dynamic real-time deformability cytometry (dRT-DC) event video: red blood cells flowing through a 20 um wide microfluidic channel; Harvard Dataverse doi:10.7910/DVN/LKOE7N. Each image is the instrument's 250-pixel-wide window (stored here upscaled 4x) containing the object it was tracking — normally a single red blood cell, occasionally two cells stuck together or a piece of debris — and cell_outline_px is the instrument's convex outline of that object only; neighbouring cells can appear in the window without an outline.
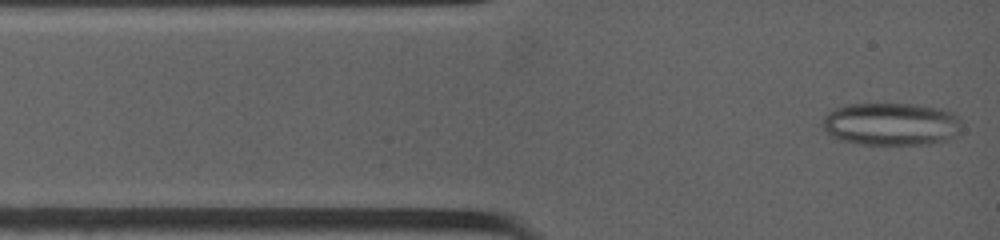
{"species": "common noctule bat (a hibernating species)", "species_latin": "Nyctalus noctula", "temperature_condition": "warm", "stored_images_in_passage": 31, "camera_frame_rate_fps": 4500, "um_per_image_px": 0.085, "animal": {"sex": "female", "body_mass_g": 19.0, "forearm_length_mm": 53.3}, "frame": {"image": 1, "passage_image": 1, "time_ms": 0.0, "image_size_px": [1000, 240], "cell_outline_px": [[960, 124], [956, 136], [944, 140], [928, 144], [860, 144], [840, 140], [832, 136], [820, 124], [824, 116], [828, 112], [844, 104], [916, 104], [940, 108], [952, 112], [960, 116]], "centroid_in_image_um": [75.73, 10.53], "position_along_channel_um": 9.3, "area_um2": 34.8}}
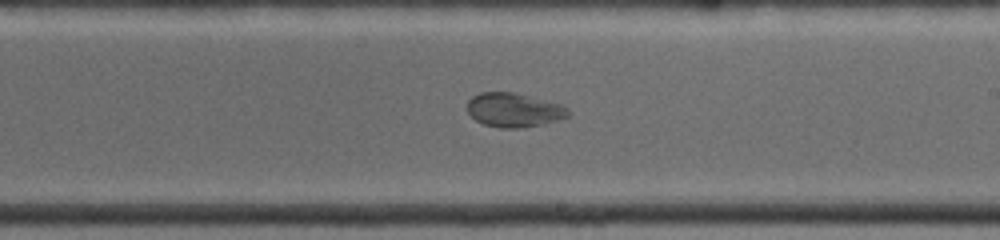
{"frame": {"image": 2, "passage_image": 17, "time_ms": 6.889, "image_size_px": [1000, 240], "cell_outline_px": [[568, 116], [544, 124], [520, 128], [500, 128], [484, 124], [476, 120], [468, 112], [468, 100], [472, 96], [480, 92], [516, 92], [560, 104], [568, 108]], "centroid_in_image_um": [43.67, 9.34], "position_along_channel_um": 245.3, "area_um2": 20.0}}
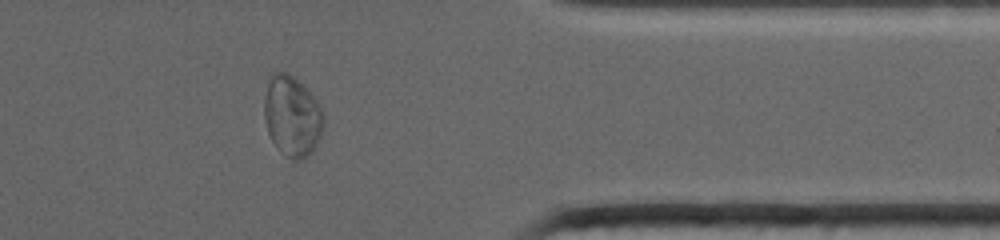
{"frame": {"image": 3, "passage_image": 27, "time_ms": 10.889, "image_size_px": [1000, 240], "cell_outline_px": [[324, 124], [320, 136], [312, 152], [308, 156], [300, 160], [292, 160], [280, 152], [272, 140], [268, 132], [264, 116], [264, 100], [268, 76], [272, 72], [288, 72], [316, 100], [324, 116]], "centroid_in_image_um": [24.8, 9.88], "position_along_channel_um": 386.6, "area_um2": 27.74}}